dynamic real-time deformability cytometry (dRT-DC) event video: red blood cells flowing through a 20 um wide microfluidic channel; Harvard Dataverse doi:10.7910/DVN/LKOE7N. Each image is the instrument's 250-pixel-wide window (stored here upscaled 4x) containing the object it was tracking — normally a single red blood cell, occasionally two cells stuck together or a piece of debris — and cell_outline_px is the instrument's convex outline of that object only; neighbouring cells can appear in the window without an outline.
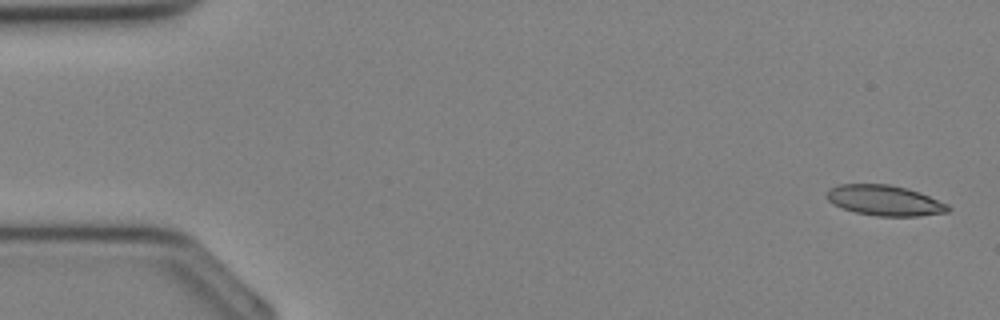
{"species": "Egyptian fruit bat (a non-hibernating species)", "species_latin": "Rousettus aegyptiacus", "temperature_condition": "cold", "stored_images_in_passage": 34, "camera_frame_rate_fps": 3000, "um_per_image_px": 0.085, "animal": {"sex": "female"}, "frame": {"image": 1, "passage_image": 1, "time_ms": 0.0, "image_size_px": [1000, 320], "cell_outline_px": [[952, 208], [948, 212], [920, 216], [876, 216], [856, 212], [832, 204], [824, 196], [828, 188], [840, 184], [888, 184], [908, 188], [920, 192], [948, 204]], "centroid_in_image_um": [75.19, 17.03], "position_along_channel_um": 9.8, "area_um2": 21.73}}
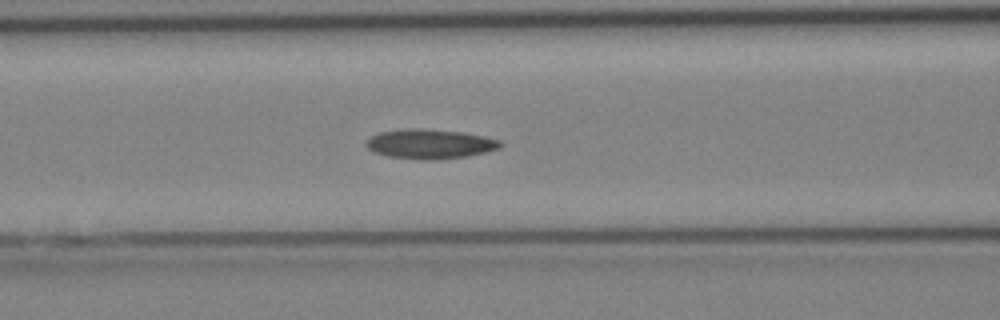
{"frame": {"image": 2, "passage_image": 14, "time_ms": 4.333, "image_size_px": [1000, 320], "cell_outline_px": [[504, 144], [500, 148], [484, 152], [464, 156], [388, 156], [376, 152], [368, 148], [364, 144], [372, 136], [380, 132], [412, 128], [420, 128], [464, 132], [484, 136], [500, 140]], "centroid_in_image_um": [36.59, 12.16], "position_along_channel_um": 130.0, "area_um2": 21.68}}
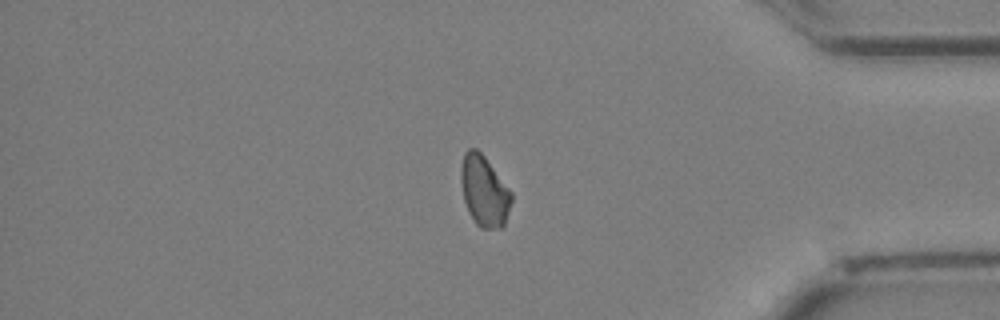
{"frame": {"image": 3, "passage_image": 29, "time_ms": 9.333, "image_size_px": [1000, 320], "cell_outline_px": [[512, 200], [504, 224], [500, 228], [480, 228], [476, 224], [468, 212], [464, 200], [460, 180], [460, 168], [464, 152], [468, 148], [476, 148], [484, 156], [512, 192]], "centroid_in_image_um": [41.13, 16.23], "position_along_channel_um": 394.1, "area_um2": 20.81}}